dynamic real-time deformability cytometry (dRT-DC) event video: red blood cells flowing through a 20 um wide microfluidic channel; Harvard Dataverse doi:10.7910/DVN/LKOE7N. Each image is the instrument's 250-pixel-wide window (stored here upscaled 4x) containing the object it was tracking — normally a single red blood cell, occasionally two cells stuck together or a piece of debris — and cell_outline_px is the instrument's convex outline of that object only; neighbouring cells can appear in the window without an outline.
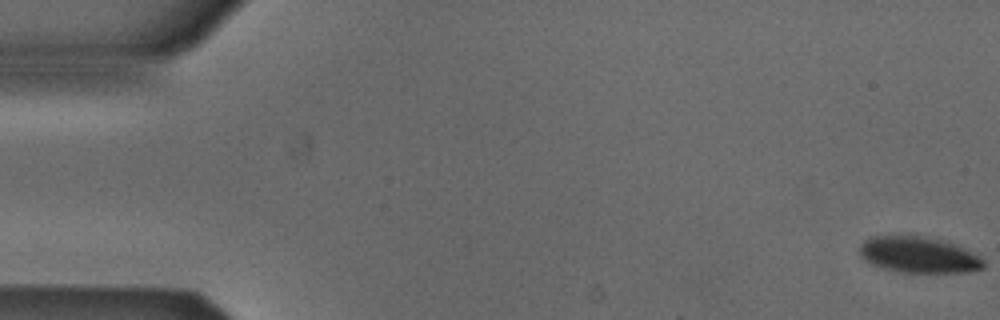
{"species": "Egyptian fruit bat (a non-hibernating species)", "species_latin": "Rousettus aegyptiacus", "temperature_condition": "cold", "stored_images_in_passage": 54, "camera_frame_rate_fps": 3000, "um_per_image_px": 0.085, "animal": {"sex": "male"}, "frame": {"image": 1, "passage_image": 1, "time_ms": 0.0, "image_size_px": [1000, 320], "cell_outline_px": [[984, 268], [968, 272], [900, 272], [884, 268], [872, 264], [864, 260], [860, 256], [860, 244], [864, 240], [872, 236], [916, 236], [940, 240], [956, 244], [984, 260]], "centroid_in_image_um": [78.06, 21.67], "position_along_channel_um": 6.9, "area_um2": 25.72}}
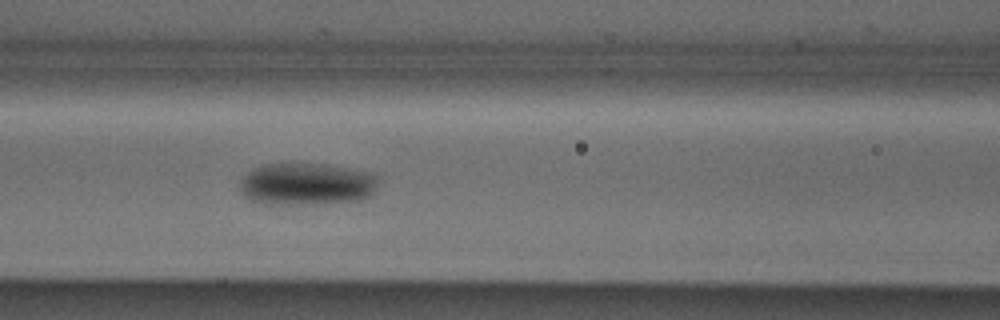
{"frame": {"image": 2, "passage_image": 23, "time_ms": 7.333, "image_size_px": [1000, 320], "cell_outline_px": [[376, 188], [368, 196], [360, 200], [268, 204], [264, 204], [252, 200], [244, 196], [240, 192], [240, 180], [252, 168], [264, 164], [324, 164], [372, 172], [376, 176]], "centroid_in_image_um": [26.01, 15.62], "position_along_channel_um": 140.6, "area_um2": 33.41}}
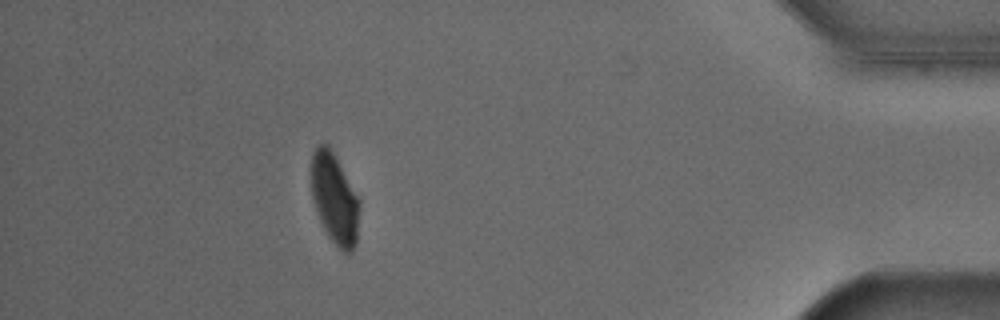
{"frame": {"image": 3, "passage_image": 48, "time_ms": 15.667, "image_size_px": [1000, 320], "cell_outline_px": [[360, 208], [356, 244], [352, 252], [348, 256], [328, 236], [320, 220], [312, 200], [308, 168], [312, 152], [320, 144], [328, 144], [360, 200]], "centroid_in_image_um": [28.4, 16.87], "position_along_channel_um": 406.8, "area_um2": 25.95}, "authors_computed_cell_mechanics": {"area_um2": 29.6514, "velocity_mm_per_s": 3.8437, "shape_relaxation_time_tau1_ms": 4.4609, "shape_relaxation_time_tau2_ms": 3.7265, "deformation_change_tau1": 0.1204, "deformation_change_tau2": 0.0385}}